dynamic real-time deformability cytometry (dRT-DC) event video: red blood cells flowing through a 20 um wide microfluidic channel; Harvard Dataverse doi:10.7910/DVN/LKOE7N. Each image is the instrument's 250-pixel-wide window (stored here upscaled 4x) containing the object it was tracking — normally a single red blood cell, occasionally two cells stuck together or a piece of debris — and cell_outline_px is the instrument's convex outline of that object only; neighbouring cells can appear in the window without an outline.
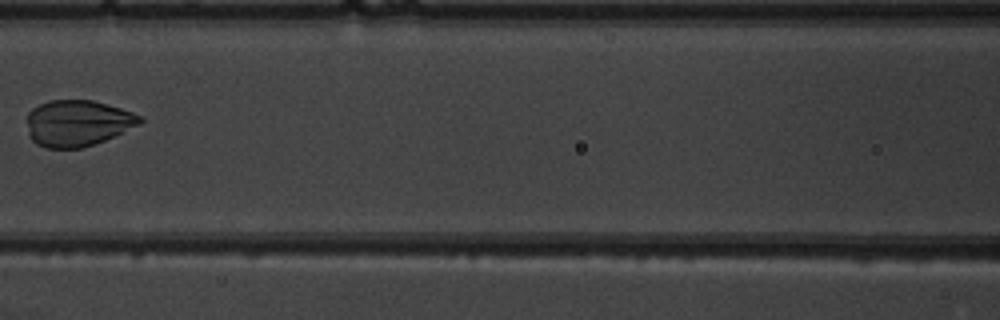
{"species": "common noctule bat (a hibernating species)", "species_latin": "Nyctalus noctula", "temperature_condition": "warm", "stored_images_in_passage": 7, "camera_frame_rate_fps": 3000, "um_per_image_px": 0.085, "animal": {"sex": "male", "body_mass_g": 19.5, "forearm_length_mm": 54.6}, "frame": {"image": 1, "passage_image": 7, "time_ms": 7.667, "image_size_px": [1000, 320], "cell_outline_px": [[144, 120], [140, 124], [104, 140], [80, 148], [44, 148], [36, 144], [32, 140], [28, 132], [28, 112], [32, 108], [40, 104], [52, 100], [92, 100], [120, 108], [132, 112], [140, 116]], "centroid_in_image_um": [6.57, 10.46], "position_along_channel_um": 160.0, "area_um2": 30.17}}